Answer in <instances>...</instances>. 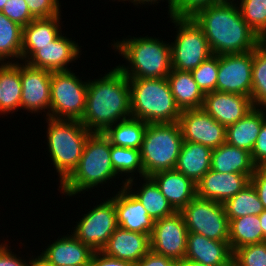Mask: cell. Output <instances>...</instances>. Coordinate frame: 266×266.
<instances>
[{"label": "cell", "instance_id": "cell-6", "mask_svg": "<svg viewBox=\"0 0 266 266\" xmlns=\"http://www.w3.org/2000/svg\"><path fill=\"white\" fill-rule=\"evenodd\" d=\"M47 146L61 184L77 167L91 132L78 120L45 117Z\"/></svg>", "mask_w": 266, "mask_h": 266}, {"label": "cell", "instance_id": "cell-36", "mask_svg": "<svg viewBox=\"0 0 266 266\" xmlns=\"http://www.w3.org/2000/svg\"><path fill=\"white\" fill-rule=\"evenodd\" d=\"M252 102L254 107L266 108V54L258 47L253 50Z\"/></svg>", "mask_w": 266, "mask_h": 266}, {"label": "cell", "instance_id": "cell-49", "mask_svg": "<svg viewBox=\"0 0 266 266\" xmlns=\"http://www.w3.org/2000/svg\"><path fill=\"white\" fill-rule=\"evenodd\" d=\"M257 47L266 54V29L258 35Z\"/></svg>", "mask_w": 266, "mask_h": 266}, {"label": "cell", "instance_id": "cell-53", "mask_svg": "<svg viewBox=\"0 0 266 266\" xmlns=\"http://www.w3.org/2000/svg\"><path fill=\"white\" fill-rule=\"evenodd\" d=\"M8 0H0V12L3 10L4 5L7 3Z\"/></svg>", "mask_w": 266, "mask_h": 266}, {"label": "cell", "instance_id": "cell-7", "mask_svg": "<svg viewBox=\"0 0 266 266\" xmlns=\"http://www.w3.org/2000/svg\"><path fill=\"white\" fill-rule=\"evenodd\" d=\"M183 143L179 122L149 123L140 148L144 177L175 168Z\"/></svg>", "mask_w": 266, "mask_h": 266}, {"label": "cell", "instance_id": "cell-44", "mask_svg": "<svg viewBox=\"0 0 266 266\" xmlns=\"http://www.w3.org/2000/svg\"><path fill=\"white\" fill-rule=\"evenodd\" d=\"M10 247L5 241L0 244V266H31L33 255L26 261L14 254Z\"/></svg>", "mask_w": 266, "mask_h": 266}, {"label": "cell", "instance_id": "cell-30", "mask_svg": "<svg viewBox=\"0 0 266 266\" xmlns=\"http://www.w3.org/2000/svg\"><path fill=\"white\" fill-rule=\"evenodd\" d=\"M167 79L180 111L202 108L204 94L193 79L191 72L172 69Z\"/></svg>", "mask_w": 266, "mask_h": 266}, {"label": "cell", "instance_id": "cell-41", "mask_svg": "<svg viewBox=\"0 0 266 266\" xmlns=\"http://www.w3.org/2000/svg\"><path fill=\"white\" fill-rule=\"evenodd\" d=\"M225 0H174L173 16L193 17L205 7Z\"/></svg>", "mask_w": 266, "mask_h": 266}, {"label": "cell", "instance_id": "cell-13", "mask_svg": "<svg viewBox=\"0 0 266 266\" xmlns=\"http://www.w3.org/2000/svg\"><path fill=\"white\" fill-rule=\"evenodd\" d=\"M253 51L219 56L216 91L251 97Z\"/></svg>", "mask_w": 266, "mask_h": 266}, {"label": "cell", "instance_id": "cell-11", "mask_svg": "<svg viewBox=\"0 0 266 266\" xmlns=\"http://www.w3.org/2000/svg\"><path fill=\"white\" fill-rule=\"evenodd\" d=\"M75 223L71 233L93 251H101L118 227L113 196L97 203Z\"/></svg>", "mask_w": 266, "mask_h": 266}, {"label": "cell", "instance_id": "cell-17", "mask_svg": "<svg viewBox=\"0 0 266 266\" xmlns=\"http://www.w3.org/2000/svg\"><path fill=\"white\" fill-rule=\"evenodd\" d=\"M254 108L251 97L213 91L204 95L202 109L218 123L228 127Z\"/></svg>", "mask_w": 266, "mask_h": 266}, {"label": "cell", "instance_id": "cell-29", "mask_svg": "<svg viewBox=\"0 0 266 266\" xmlns=\"http://www.w3.org/2000/svg\"><path fill=\"white\" fill-rule=\"evenodd\" d=\"M21 96L20 63H0V115L18 112Z\"/></svg>", "mask_w": 266, "mask_h": 266}, {"label": "cell", "instance_id": "cell-31", "mask_svg": "<svg viewBox=\"0 0 266 266\" xmlns=\"http://www.w3.org/2000/svg\"><path fill=\"white\" fill-rule=\"evenodd\" d=\"M145 121L130 117L111 125L103 134L111 145L140 149L147 129Z\"/></svg>", "mask_w": 266, "mask_h": 266}, {"label": "cell", "instance_id": "cell-42", "mask_svg": "<svg viewBox=\"0 0 266 266\" xmlns=\"http://www.w3.org/2000/svg\"><path fill=\"white\" fill-rule=\"evenodd\" d=\"M60 0H25L30 13L35 18H50L61 15Z\"/></svg>", "mask_w": 266, "mask_h": 266}, {"label": "cell", "instance_id": "cell-27", "mask_svg": "<svg viewBox=\"0 0 266 266\" xmlns=\"http://www.w3.org/2000/svg\"><path fill=\"white\" fill-rule=\"evenodd\" d=\"M141 180H143V184L139 183L138 185L140 187L137 186L136 183L138 182L134 179L125 183V187L144 206L151 219L157 221L161 218L173 215L176 211L169 204L156 183L150 177H142ZM133 185L137 186V188L135 187L134 189Z\"/></svg>", "mask_w": 266, "mask_h": 266}, {"label": "cell", "instance_id": "cell-14", "mask_svg": "<svg viewBox=\"0 0 266 266\" xmlns=\"http://www.w3.org/2000/svg\"><path fill=\"white\" fill-rule=\"evenodd\" d=\"M51 73V71L35 68L20 61L21 108L23 110L32 114L44 112L45 117H50Z\"/></svg>", "mask_w": 266, "mask_h": 266}, {"label": "cell", "instance_id": "cell-45", "mask_svg": "<svg viewBox=\"0 0 266 266\" xmlns=\"http://www.w3.org/2000/svg\"><path fill=\"white\" fill-rule=\"evenodd\" d=\"M250 183L257 191L259 199L266 209V166H258L255 168Z\"/></svg>", "mask_w": 266, "mask_h": 266}, {"label": "cell", "instance_id": "cell-47", "mask_svg": "<svg viewBox=\"0 0 266 266\" xmlns=\"http://www.w3.org/2000/svg\"><path fill=\"white\" fill-rule=\"evenodd\" d=\"M89 266H134V263L105 255L102 251H94Z\"/></svg>", "mask_w": 266, "mask_h": 266}, {"label": "cell", "instance_id": "cell-15", "mask_svg": "<svg viewBox=\"0 0 266 266\" xmlns=\"http://www.w3.org/2000/svg\"><path fill=\"white\" fill-rule=\"evenodd\" d=\"M179 124L183 141L200 143L212 149L225 143L226 127L202 108L181 111Z\"/></svg>", "mask_w": 266, "mask_h": 266}, {"label": "cell", "instance_id": "cell-21", "mask_svg": "<svg viewBox=\"0 0 266 266\" xmlns=\"http://www.w3.org/2000/svg\"><path fill=\"white\" fill-rule=\"evenodd\" d=\"M184 259L206 266H233V252L229 242L212 240L198 233H188Z\"/></svg>", "mask_w": 266, "mask_h": 266}, {"label": "cell", "instance_id": "cell-18", "mask_svg": "<svg viewBox=\"0 0 266 266\" xmlns=\"http://www.w3.org/2000/svg\"><path fill=\"white\" fill-rule=\"evenodd\" d=\"M57 238L38 256L49 266H89L93 250L72 233Z\"/></svg>", "mask_w": 266, "mask_h": 266}, {"label": "cell", "instance_id": "cell-35", "mask_svg": "<svg viewBox=\"0 0 266 266\" xmlns=\"http://www.w3.org/2000/svg\"><path fill=\"white\" fill-rule=\"evenodd\" d=\"M223 206L229 221L243 216L260 215L265 210L251 183L234 197L227 199Z\"/></svg>", "mask_w": 266, "mask_h": 266}, {"label": "cell", "instance_id": "cell-10", "mask_svg": "<svg viewBox=\"0 0 266 266\" xmlns=\"http://www.w3.org/2000/svg\"><path fill=\"white\" fill-rule=\"evenodd\" d=\"M180 213L188 233H198L212 240L229 242V219L222 203L196 196Z\"/></svg>", "mask_w": 266, "mask_h": 266}, {"label": "cell", "instance_id": "cell-50", "mask_svg": "<svg viewBox=\"0 0 266 266\" xmlns=\"http://www.w3.org/2000/svg\"><path fill=\"white\" fill-rule=\"evenodd\" d=\"M258 217L261 222L264 241H266V209Z\"/></svg>", "mask_w": 266, "mask_h": 266}, {"label": "cell", "instance_id": "cell-46", "mask_svg": "<svg viewBox=\"0 0 266 266\" xmlns=\"http://www.w3.org/2000/svg\"><path fill=\"white\" fill-rule=\"evenodd\" d=\"M134 266H178V263L172 258L156 254L150 250L138 262L134 263Z\"/></svg>", "mask_w": 266, "mask_h": 266}, {"label": "cell", "instance_id": "cell-39", "mask_svg": "<svg viewBox=\"0 0 266 266\" xmlns=\"http://www.w3.org/2000/svg\"><path fill=\"white\" fill-rule=\"evenodd\" d=\"M233 266H266V241L237 248Z\"/></svg>", "mask_w": 266, "mask_h": 266}, {"label": "cell", "instance_id": "cell-20", "mask_svg": "<svg viewBox=\"0 0 266 266\" xmlns=\"http://www.w3.org/2000/svg\"><path fill=\"white\" fill-rule=\"evenodd\" d=\"M246 174L220 173L209 170L197 183V197L224 203L250 184Z\"/></svg>", "mask_w": 266, "mask_h": 266}, {"label": "cell", "instance_id": "cell-3", "mask_svg": "<svg viewBox=\"0 0 266 266\" xmlns=\"http://www.w3.org/2000/svg\"><path fill=\"white\" fill-rule=\"evenodd\" d=\"M114 51L124 58L126 65L117 66L128 79L167 78L172 70L170 42L159 37H129L114 40ZM116 49V50H115Z\"/></svg>", "mask_w": 266, "mask_h": 266}, {"label": "cell", "instance_id": "cell-52", "mask_svg": "<svg viewBox=\"0 0 266 266\" xmlns=\"http://www.w3.org/2000/svg\"><path fill=\"white\" fill-rule=\"evenodd\" d=\"M31 266H49L48 264H46L42 259H40L37 256H34V258L32 259V262H31Z\"/></svg>", "mask_w": 266, "mask_h": 266}, {"label": "cell", "instance_id": "cell-28", "mask_svg": "<svg viewBox=\"0 0 266 266\" xmlns=\"http://www.w3.org/2000/svg\"><path fill=\"white\" fill-rule=\"evenodd\" d=\"M255 168L251 153L244 149L225 142L212 151L211 170L213 171L246 174L251 178Z\"/></svg>", "mask_w": 266, "mask_h": 266}, {"label": "cell", "instance_id": "cell-33", "mask_svg": "<svg viewBox=\"0 0 266 266\" xmlns=\"http://www.w3.org/2000/svg\"><path fill=\"white\" fill-rule=\"evenodd\" d=\"M22 37L23 27L0 12V63L22 62Z\"/></svg>", "mask_w": 266, "mask_h": 266}, {"label": "cell", "instance_id": "cell-1", "mask_svg": "<svg viewBox=\"0 0 266 266\" xmlns=\"http://www.w3.org/2000/svg\"><path fill=\"white\" fill-rule=\"evenodd\" d=\"M131 116L128 78L117 67L89 80L86 107L81 123L91 133H104L111 125Z\"/></svg>", "mask_w": 266, "mask_h": 266}, {"label": "cell", "instance_id": "cell-9", "mask_svg": "<svg viewBox=\"0 0 266 266\" xmlns=\"http://www.w3.org/2000/svg\"><path fill=\"white\" fill-rule=\"evenodd\" d=\"M88 80L74 72L51 73L50 118L81 121L87 96Z\"/></svg>", "mask_w": 266, "mask_h": 266}, {"label": "cell", "instance_id": "cell-23", "mask_svg": "<svg viewBox=\"0 0 266 266\" xmlns=\"http://www.w3.org/2000/svg\"><path fill=\"white\" fill-rule=\"evenodd\" d=\"M101 251L105 255L136 263L150 251V235L118 226Z\"/></svg>", "mask_w": 266, "mask_h": 266}, {"label": "cell", "instance_id": "cell-40", "mask_svg": "<svg viewBox=\"0 0 266 266\" xmlns=\"http://www.w3.org/2000/svg\"><path fill=\"white\" fill-rule=\"evenodd\" d=\"M1 13L21 27L27 26L35 19L30 13L25 0H8Z\"/></svg>", "mask_w": 266, "mask_h": 266}, {"label": "cell", "instance_id": "cell-48", "mask_svg": "<svg viewBox=\"0 0 266 266\" xmlns=\"http://www.w3.org/2000/svg\"><path fill=\"white\" fill-rule=\"evenodd\" d=\"M128 2L130 1L131 3H133V5L135 6H139L140 5H144V4H149V5H152V4H158L159 1H164V0H127ZM158 1V2H157ZM168 2V15L169 17L170 16H173V3H174V0H167Z\"/></svg>", "mask_w": 266, "mask_h": 266}, {"label": "cell", "instance_id": "cell-51", "mask_svg": "<svg viewBox=\"0 0 266 266\" xmlns=\"http://www.w3.org/2000/svg\"><path fill=\"white\" fill-rule=\"evenodd\" d=\"M178 266H206L200 262H197V261H192V260H189V259H184L180 262H178Z\"/></svg>", "mask_w": 266, "mask_h": 266}, {"label": "cell", "instance_id": "cell-5", "mask_svg": "<svg viewBox=\"0 0 266 266\" xmlns=\"http://www.w3.org/2000/svg\"><path fill=\"white\" fill-rule=\"evenodd\" d=\"M131 116L146 123L179 122L181 115L167 78L128 79Z\"/></svg>", "mask_w": 266, "mask_h": 266}, {"label": "cell", "instance_id": "cell-24", "mask_svg": "<svg viewBox=\"0 0 266 266\" xmlns=\"http://www.w3.org/2000/svg\"><path fill=\"white\" fill-rule=\"evenodd\" d=\"M61 15L35 18L23 27L22 62H26L37 50L54 41L61 33Z\"/></svg>", "mask_w": 266, "mask_h": 266}, {"label": "cell", "instance_id": "cell-37", "mask_svg": "<svg viewBox=\"0 0 266 266\" xmlns=\"http://www.w3.org/2000/svg\"><path fill=\"white\" fill-rule=\"evenodd\" d=\"M236 3L243 20L257 36L266 29V0H239Z\"/></svg>", "mask_w": 266, "mask_h": 266}, {"label": "cell", "instance_id": "cell-26", "mask_svg": "<svg viewBox=\"0 0 266 266\" xmlns=\"http://www.w3.org/2000/svg\"><path fill=\"white\" fill-rule=\"evenodd\" d=\"M265 119L266 108L254 107L242 119L226 127L225 142L251 153Z\"/></svg>", "mask_w": 266, "mask_h": 266}, {"label": "cell", "instance_id": "cell-25", "mask_svg": "<svg viewBox=\"0 0 266 266\" xmlns=\"http://www.w3.org/2000/svg\"><path fill=\"white\" fill-rule=\"evenodd\" d=\"M212 151L200 143L183 141L174 169L197 184L211 169Z\"/></svg>", "mask_w": 266, "mask_h": 266}, {"label": "cell", "instance_id": "cell-4", "mask_svg": "<svg viewBox=\"0 0 266 266\" xmlns=\"http://www.w3.org/2000/svg\"><path fill=\"white\" fill-rule=\"evenodd\" d=\"M118 178L111 163V143L103 133H91L77 167L59 185L63 195L72 197ZM61 189V190H60ZM79 193V194H78Z\"/></svg>", "mask_w": 266, "mask_h": 266}, {"label": "cell", "instance_id": "cell-43", "mask_svg": "<svg viewBox=\"0 0 266 266\" xmlns=\"http://www.w3.org/2000/svg\"><path fill=\"white\" fill-rule=\"evenodd\" d=\"M251 158L256 167L266 166V119L262 123L260 133L251 152Z\"/></svg>", "mask_w": 266, "mask_h": 266}, {"label": "cell", "instance_id": "cell-12", "mask_svg": "<svg viewBox=\"0 0 266 266\" xmlns=\"http://www.w3.org/2000/svg\"><path fill=\"white\" fill-rule=\"evenodd\" d=\"M188 230L180 212L154 222L150 235V250L172 258L177 263L184 260L187 250Z\"/></svg>", "mask_w": 266, "mask_h": 266}, {"label": "cell", "instance_id": "cell-22", "mask_svg": "<svg viewBox=\"0 0 266 266\" xmlns=\"http://www.w3.org/2000/svg\"><path fill=\"white\" fill-rule=\"evenodd\" d=\"M176 212H180L197 196V184L175 169L150 176Z\"/></svg>", "mask_w": 266, "mask_h": 266}, {"label": "cell", "instance_id": "cell-8", "mask_svg": "<svg viewBox=\"0 0 266 266\" xmlns=\"http://www.w3.org/2000/svg\"><path fill=\"white\" fill-rule=\"evenodd\" d=\"M170 19L177 33L170 43L172 69L191 72L213 53L203 30L192 17L170 16Z\"/></svg>", "mask_w": 266, "mask_h": 266}, {"label": "cell", "instance_id": "cell-19", "mask_svg": "<svg viewBox=\"0 0 266 266\" xmlns=\"http://www.w3.org/2000/svg\"><path fill=\"white\" fill-rule=\"evenodd\" d=\"M116 209L117 225L123 229L151 235L154 220L148 215L144 206L124 186L113 194Z\"/></svg>", "mask_w": 266, "mask_h": 266}, {"label": "cell", "instance_id": "cell-16", "mask_svg": "<svg viewBox=\"0 0 266 266\" xmlns=\"http://www.w3.org/2000/svg\"><path fill=\"white\" fill-rule=\"evenodd\" d=\"M82 46L62 33L50 44L38 50L26 61L29 66L51 72L69 71L68 65L80 58Z\"/></svg>", "mask_w": 266, "mask_h": 266}, {"label": "cell", "instance_id": "cell-38", "mask_svg": "<svg viewBox=\"0 0 266 266\" xmlns=\"http://www.w3.org/2000/svg\"><path fill=\"white\" fill-rule=\"evenodd\" d=\"M219 55H212L191 71L193 79L205 95L216 91Z\"/></svg>", "mask_w": 266, "mask_h": 266}, {"label": "cell", "instance_id": "cell-54", "mask_svg": "<svg viewBox=\"0 0 266 266\" xmlns=\"http://www.w3.org/2000/svg\"><path fill=\"white\" fill-rule=\"evenodd\" d=\"M227 1H231V2H234V3H236V0H227ZM237 2H238V0H237Z\"/></svg>", "mask_w": 266, "mask_h": 266}, {"label": "cell", "instance_id": "cell-32", "mask_svg": "<svg viewBox=\"0 0 266 266\" xmlns=\"http://www.w3.org/2000/svg\"><path fill=\"white\" fill-rule=\"evenodd\" d=\"M229 225V245L232 252L248 244L264 242L258 215L231 219Z\"/></svg>", "mask_w": 266, "mask_h": 266}, {"label": "cell", "instance_id": "cell-2", "mask_svg": "<svg viewBox=\"0 0 266 266\" xmlns=\"http://www.w3.org/2000/svg\"><path fill=\"white\" fill-rule=\"evenodd\" d=\"M192 18L203 30L213 55L244 53L257 47L258 36L243 20L237 3L212 4Z\"/></svg>", "mask_w": 266, "mask_h": 266}, {"label": "cell", "instance_id": "cell-34", "mask_svg": "<svg viewBox=\"0 0 266 266\" xmlns=\"http://www.w3.org/2000/svg\"><path fill=\"white\" fill-rule=\"evenodd\" d=\"M111 163L118 179L120 177L119 175L126 177V179L124 178L122 183L119 184L122 185V187H124L125 183L132 179L136 178L135 180H138V176L140 178L144 177V168L142 165L140 149L111 145ZM134 173H136L137 177Z\"/></svg>", "mask_w": 266, "mask_h": 266}]
</instances>
